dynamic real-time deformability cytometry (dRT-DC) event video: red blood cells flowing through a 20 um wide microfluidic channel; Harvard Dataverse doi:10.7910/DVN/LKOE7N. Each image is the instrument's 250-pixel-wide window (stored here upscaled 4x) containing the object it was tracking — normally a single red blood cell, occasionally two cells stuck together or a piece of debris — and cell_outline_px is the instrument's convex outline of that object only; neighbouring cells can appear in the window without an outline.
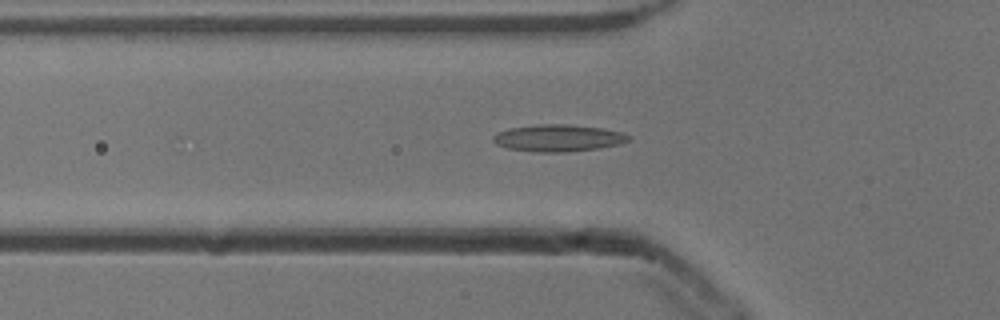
{"species": "common noctule bat (a hibernating species)", "species_latin": "Nyctalus noctula", "temperature_condition": "cold", "stored_images_in_passage": 22, "camera_frame_rate_fps": 3000, "um_per_image_px": 0.085, "animal": {"sex": "male", "body_mass_g": 13.3}, "frame": {"image": 1, "passage_image": 18, "time_ms": 5.667, "image_size_px": [1000, 320], "cell_outline_px": [[632, 140], [620, 144], [600, 148], [564, 152], [532, 152], [508, 148], [496, 144], [492, 140], [492, 136], [496, 132], [508, 128], [536, 124], [568, 124], [600, 128], [620, 132], [632, 136]], "centroid_in_image_um": [47.43, 11.73], "position_along_channel_um": 78.4, "area_um2": 21.5}}
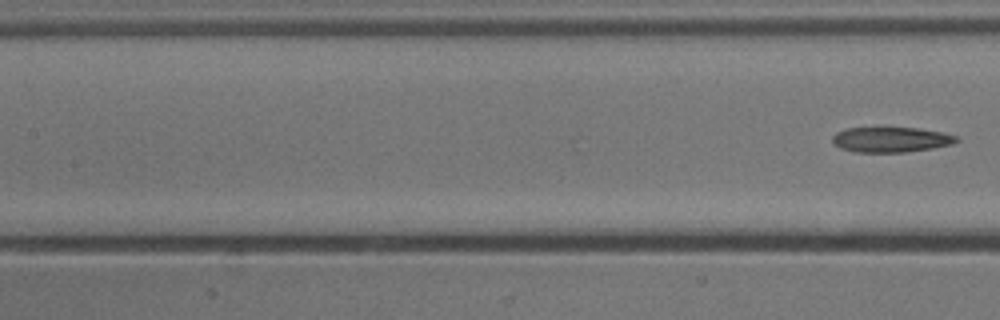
{"frame": {"image": 2, "passage_image": 22, "time_ms": 7.0, "image_size_px": [1000, 320], "cell_outline_px": [[960, 140], [952, 144], [932, 148], [904, 152], [856, 152], [840, 148], [832, 144], [832, 136], [836, 132], [848, 128], [920, 128], [940, 132], [956, 136]], "centroid_in_image_um": [75.7, 11.87], "position_along_channel_um": 131.7, "area_um2": 18.15}}